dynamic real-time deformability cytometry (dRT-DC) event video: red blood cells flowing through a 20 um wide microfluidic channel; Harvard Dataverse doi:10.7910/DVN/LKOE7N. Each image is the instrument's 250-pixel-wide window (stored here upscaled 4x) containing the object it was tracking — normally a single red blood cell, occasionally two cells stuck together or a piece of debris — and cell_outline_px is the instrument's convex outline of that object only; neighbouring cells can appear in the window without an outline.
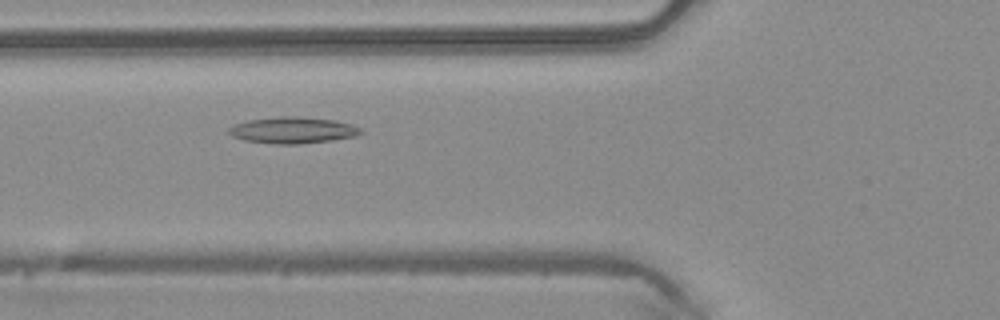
{"species": "common noctule bat (a hibernating species)", "species_latin": "Nyctalus noctula", "temperature_condition": "warm", "stored_images_in_passage": 38, "camera_frame_rate_fps": 3000, "um_per_image_px": 0.085, "animal": {"sex": "male", "body_mass_g": 20.4}, "frame": {"image": 1, "passage_image": 7, "time_ms": 2.0, "image_size_px": [1000, 320], "cell_outline_px": [[364, 132], [356, 136], [332, 140], [300, 144], [272, 144], [244, 140], [232, 136], [228, 132], [228, 128], [232, 124], [248, 120], [280, 116], [296, 116], [332, 120], [352, 124], [360, 128]], "centroid_in_image_um": [24.86, 11.07], "position_along_channel_um": 100.9, "area_um2": 20.4}}
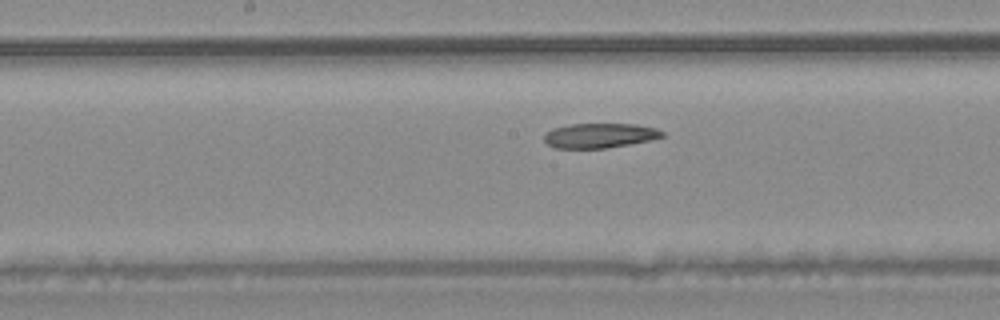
{"frame": {"image": 2, "passage_image": 14, "time_ms": 4.333, "image_size_px": [1000, 320], "cell_outline_px": [[664, 136], [652, 140], [604, 148], [552, 148], [544, 140], [544, 132], [552, 128], [568, 124], [636, 124], [656, 128], [664, 132]], "centroid_in_image_um": [50.94, 11.51], "position_along_channel_um": 197.3, "area_um2": 17.11}}
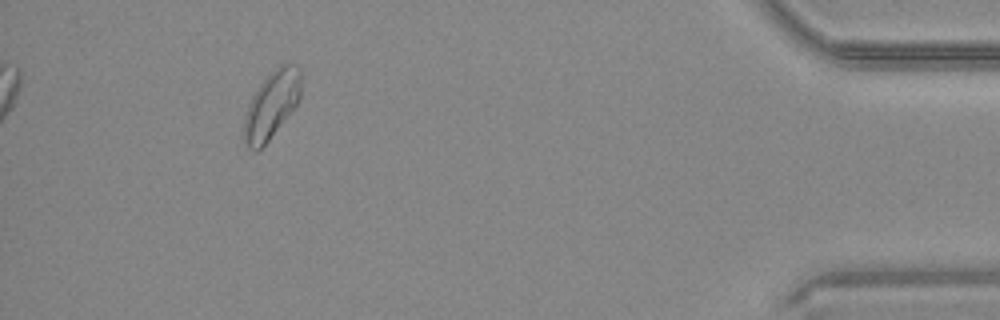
{"frame": {"image": 3, "passage_image": 34, "time_ms": 11.0, "image_size_px": [1000, 320], "cell_outline_px": [[300, 100], [268, 140], [256, 152], [248, 148], [244, 144], [244, 120], [248, 104], [252, 96], [260, 84], [280, 64], [288, 60], [296, 64], [300, 68]], "centroid_in_image_um": [23.09, 8.88], "position_along_channel_um": 412.1, "area_um2": 22.2}}